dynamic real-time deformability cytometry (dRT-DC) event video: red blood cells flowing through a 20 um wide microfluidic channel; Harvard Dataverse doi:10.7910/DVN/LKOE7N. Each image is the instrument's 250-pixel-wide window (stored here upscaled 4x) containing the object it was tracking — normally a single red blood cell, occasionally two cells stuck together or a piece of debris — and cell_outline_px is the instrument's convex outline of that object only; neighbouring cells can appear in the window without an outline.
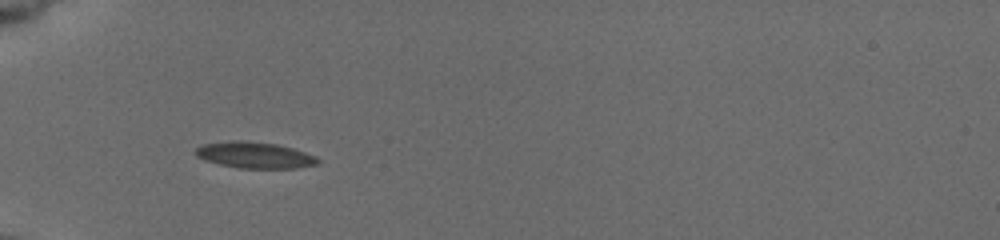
{"species": "common noctule bat (a hibernating species)", "species_latin": "Nyctalus noctula", "temperature_condition": "cold", "stored_images_in_passage": 11, "camera_frame_rate_fps": 3000, "um_per_image_px": 0.085, "animal": {"sex": "female", "body_mass_g": 19.5, "forearm_length_mm": 54.1}, "frame": {"image": 1, "passage_image": 10, "time_ms": 5.0, "image_size_px": [1000, 240], "cell_outline_px": [[320, 160], [316, 164], [296, 168], [240, 168], [220, 164], [204, 160], [196, 156], [192, 152], [196, 148], [204, 144], [228, 140], [240, 140], [276, 144], [292, 148], [316, 156]], "centroid_in_image_um": [21.6, 13.18], "position_along_channel_um": 63.4, "area_um2": 18.67}}